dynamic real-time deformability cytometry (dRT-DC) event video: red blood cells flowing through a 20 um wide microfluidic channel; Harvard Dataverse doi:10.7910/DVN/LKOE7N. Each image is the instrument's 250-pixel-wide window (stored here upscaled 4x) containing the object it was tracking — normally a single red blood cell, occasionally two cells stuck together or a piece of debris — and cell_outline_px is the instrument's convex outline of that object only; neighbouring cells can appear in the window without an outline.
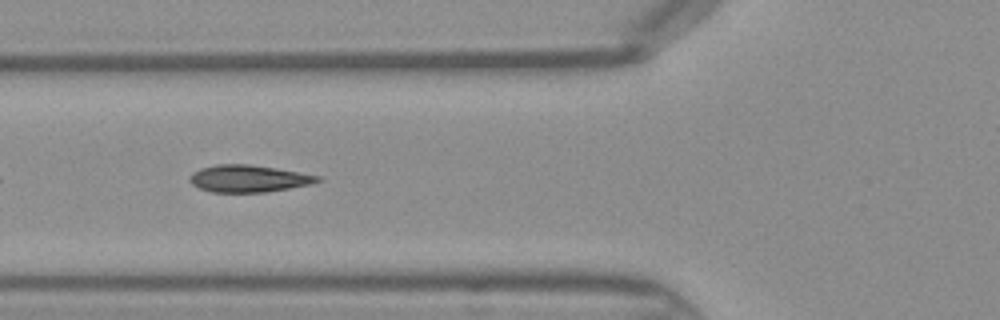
{"species": "Egyptian fruit bat (a non-hibernating species)", "species_latin": "Rousettus aegyptiacus", "temperature_condition": "warm", "stored_images_in_passage": 16, "camera_frame_rate_fps": 3000, "um_per_image_px": 0.085, "frame": {"image": 1, "passage_image": 5, "time_ms": 1.333, "image_size_px": [1000, 320], "cell_outline_px": [[324, 180], [312, 184], [264, 192], [212, 192], [200, 188], [192, 184], [188, 180], [188, 176], [192, 172], [200, 168], [216, 164], [248, 164], [276, 168], [320, 176]], "centroid_in_image_um": [21.1, 15.17], "position_along_channel_um": 104.7, "area_um2": 20.23}}
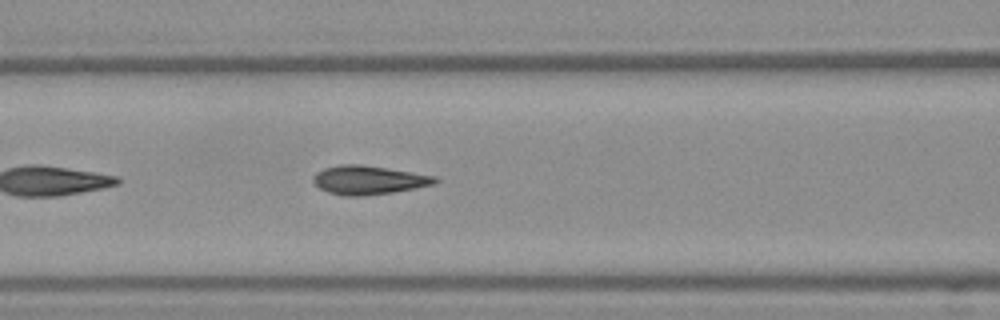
{"frame": {"image": 2, "passage_image": 7, "time_ms": 2.0, "image_size_px": [1000, 320], "cell_outline_px": [[440, 180], [436, 184], [392, 192], [364, 196], [344, 196], [328, 192], [320, 188], [312, 180], [312, 176], [316, 172], [324, 168], [340, 164], [360, 164], [388, 168], [436, 176]], "centroid_in_image_um": [31.33, 15.3], "position_along_channel_um": 135.3, "area_um2": 20.52}}
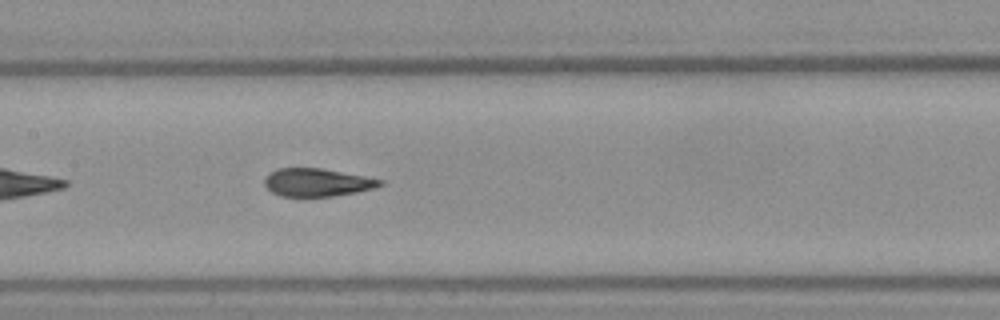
{"frame": {"image": 3, "passage_image": 10, "time_ms": 3.0, "image_size_px": [1000, 320], "cell_outline_px": [[384, 184], [372, 188], [356, 192], [332, 196], [280, 196], [272, 192], [264, 184], [264, 176], [268, 172], [276, 168], [320, 168], [364, 176], [384, 180]], "centroid_in_image_um": [26.9, 15.49], "position_along_channel_um": 180.5, "area_um2": 18.79}}